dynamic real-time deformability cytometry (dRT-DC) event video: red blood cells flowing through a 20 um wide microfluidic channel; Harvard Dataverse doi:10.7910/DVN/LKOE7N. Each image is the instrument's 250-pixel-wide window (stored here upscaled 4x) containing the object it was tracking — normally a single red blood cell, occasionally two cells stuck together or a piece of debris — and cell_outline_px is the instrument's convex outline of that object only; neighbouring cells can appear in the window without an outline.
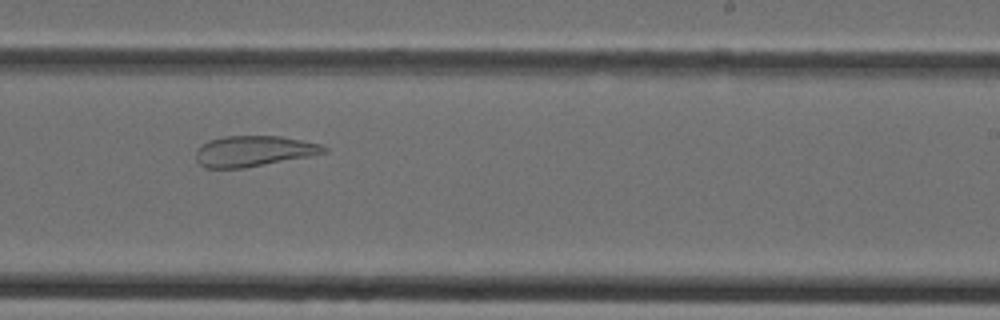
{"species": "Egyptian fruit bat (a non-hibernating species)", "species_latin": "Rousettus aegyptiacus", "temperature_condition": "cold", "stored_images_in_passage": 32, "camera_frame_rate_fps": 3000, "um_per_image_px": 0.085, "animal": {"sex": "female"}, "frame": {"image": 1, "passage_image": 17, "time_ms": 5.333, "image_size_px": [1000, 320], "cell_outline_px": [[328, 152], [308, 156], [244, 168], [204, 168], [196, 160], [196, 152], [208, 140], [224, 136], [280, 136], [320, 144], [328, 148]], "centroid_in_image_um": [21.55, 12.84], "position_along_channel_um": 267.4, "area_um2": 22.66}}
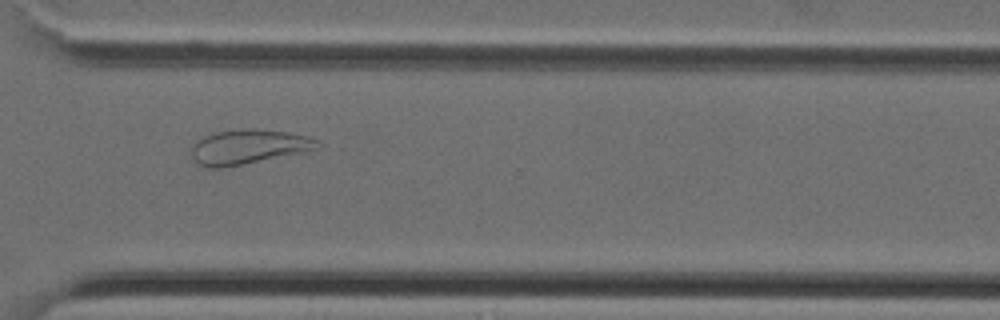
{"frame": {"image": 2, "passage_image": 22, "time_ms": 7.0, "image_size_px": [1000, 320], "cell_outline_px": [[320, 140], [316, 148], [300, 152], [220, 168], [204, 168], [196, 164], [188, 148], [200, 136], [216, 132], [244, 128], [288, 132], [308, 136]], "centroid_in_image_um": [20.98, 12.47], "position_along_channel_um": 349.6, "area_um2": 25.26}}
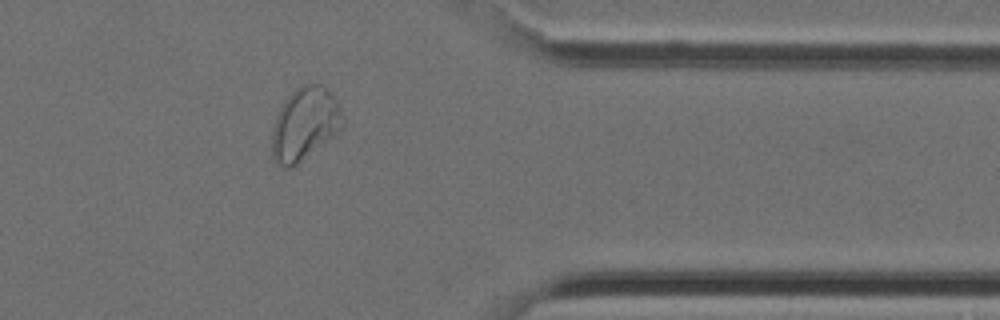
{"frame": {"image": 3, "passage_image": 25, "time_ms": 8.0, "image_size_px": [1000, 320], "cell_outline_px": [[344, 128], [340, 132], [292, 168], [280, 168], [276, 164], [272, 156], [272, 128], [276, 116], [284, 100], [300, 84], [320, 84], [336, 100], [344, 116]], "centroid_in_image_um": [25.9, 10.57], "position_along_channel_um": 385.5, "area_um2": 30.35}}